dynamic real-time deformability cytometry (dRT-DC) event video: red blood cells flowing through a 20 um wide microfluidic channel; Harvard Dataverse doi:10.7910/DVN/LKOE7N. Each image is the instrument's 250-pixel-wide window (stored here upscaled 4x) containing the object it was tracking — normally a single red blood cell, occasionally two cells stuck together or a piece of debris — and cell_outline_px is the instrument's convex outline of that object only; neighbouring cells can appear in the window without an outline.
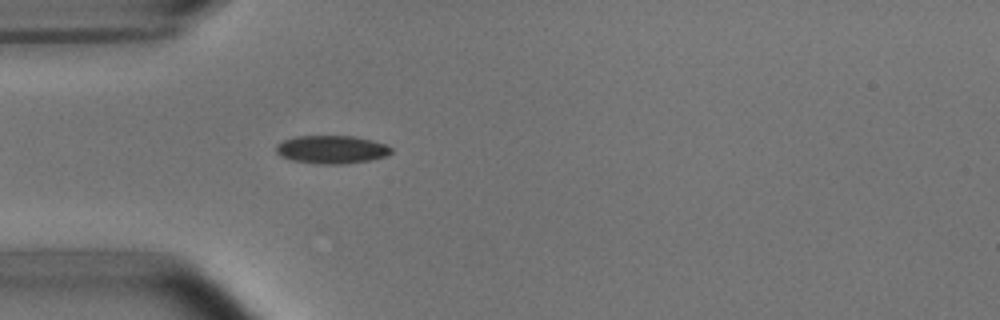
{"species": "common noctule bat (a hibernating species)", "species_latin": "Nyctalus noctula", "temperature_condition": "room temperature", "stored_images_in_passage": 5, "camera_frame_rate_fps": 3000, "um_per_image_px": 0.085, "animal": {"sex": "male", "body_mass_g": 15.6}, "frame": {"image": 1, "passage_image": 5, "time_ms": 4.667, "image_size_px": [1000, 320], "cell_outline_px": [[392, 152], [384, 156], [368, 160], [340, 164], [320, 164], [292, 160], [280, 156], [276, 152], [276, 144], [284, 140], [296, 136], [352, 136], [372, 140], [388, 144], [392, 148]], "centroid_in_image_um": [28.18, 12.7], "position_along_channel_um": 56.8, "area_um2": 18.79}}